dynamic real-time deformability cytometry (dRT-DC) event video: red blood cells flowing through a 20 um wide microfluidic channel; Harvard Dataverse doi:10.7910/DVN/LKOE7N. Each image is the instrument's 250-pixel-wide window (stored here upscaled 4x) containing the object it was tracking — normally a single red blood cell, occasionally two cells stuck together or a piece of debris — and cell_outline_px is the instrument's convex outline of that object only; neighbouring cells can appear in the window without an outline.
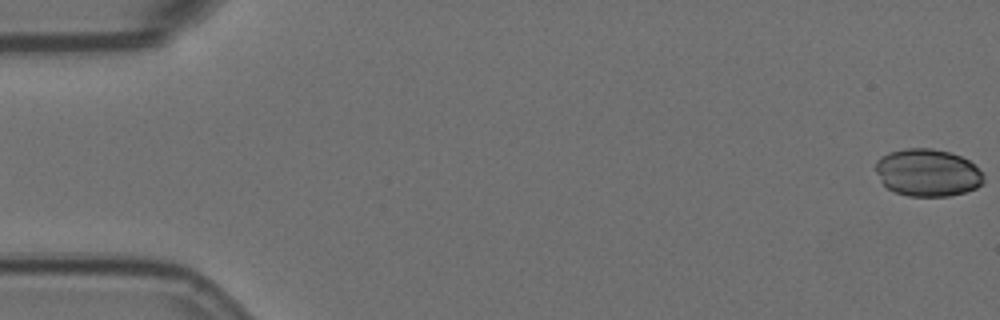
{"species": "Egyptian fruit bat (a non-hibernating species)", "species_latin": "Rousettus aegyptiacus", "temperature_condition": "room temperature", "stored_images_in_passage": 18, "camera_frame_rate_fps": 3000, "um_per_image_px": 0.085, "animal": {"sex": "female"}, "frame": {"image": 1, "passage_image": 1, "time_ms": 0.0, "image_size_px": [1000, 320], "cell_outline_px": [[984, 180], [976, 188], [964, 192], [948, 196], [908, 196], [896, 192], [888, 188], [880, 180], [876, 172], [876, 160], [880, 156], [888, 152], [904, 148], [932, 148], [948, 152], [960, 156], [968, 160], [984, 176]], "centroid_in_image_um": [78.8, 14.67], "position_along_channel_um": 6.2, "area_um2": 29.71}}
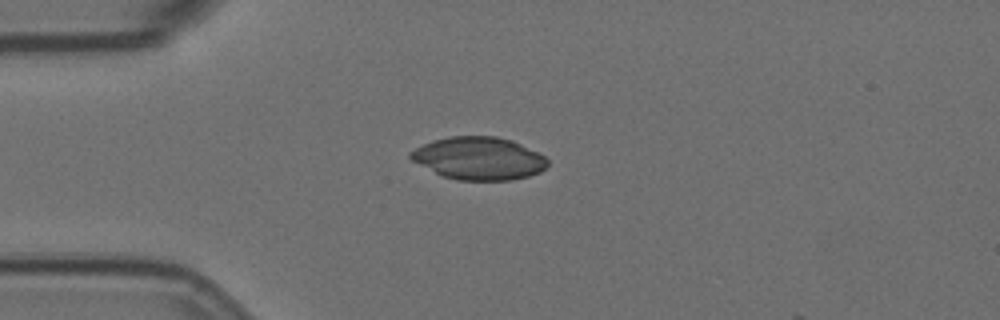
{"frame": {"image": 2, "passage_image": 15, "time_ms": 4.667, "image_size_px": [1000, 320], "cell_outline_px": [[548, 164], [540, 172], [528, 176], [512, 180], [456, 180], [444, 176], [412, 160], [408, 156], [408, 152], [432, 140], [448, 136], [496, 136], [512, 140], [540, 152], [548, 160]], "centroid_in_image_um": [40.73, 13.45], "position_along_channel_um": 44.3, "area_um2": 34.1}}